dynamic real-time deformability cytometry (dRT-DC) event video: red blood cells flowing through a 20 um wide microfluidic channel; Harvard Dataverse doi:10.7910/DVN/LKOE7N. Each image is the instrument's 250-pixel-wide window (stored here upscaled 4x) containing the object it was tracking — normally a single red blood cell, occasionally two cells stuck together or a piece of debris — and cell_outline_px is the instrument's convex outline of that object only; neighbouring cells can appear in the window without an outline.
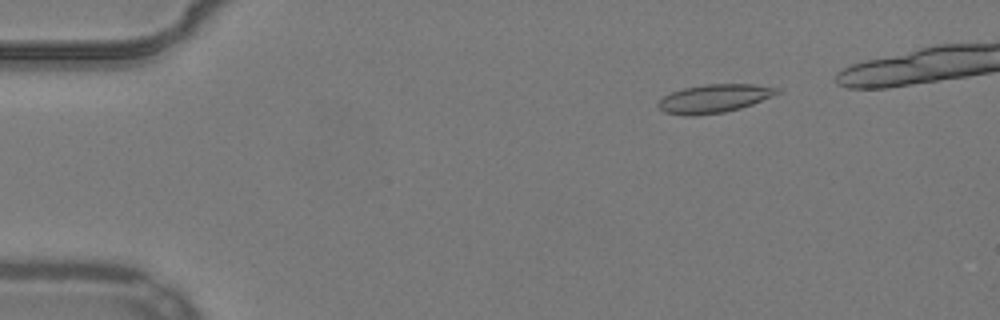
{"species": "common noctule bat (a hibernating species)", "species_latin": "Nyctalus noctula", "temperature_condition": "warm", "stored_images_in_passage": 48, "camera_frame_rate_fps": 3000, "um_per_image_px": 0.085, "animal": {"sex": "male", "body_mass_g": 19.2, "forearm_length_mm": 51.8}, "frame": {"image": 1, "passage_image": 9, "time_ms": 2.667, "image_size_px": [1000, 320], "cell_outline_px": [[780, 92], [752, 104], [740, 108], [724, 112], [696, 116], [684, 116], [664, 112], [656, 104], [664, 96], [672, 92], [684, 88], [704, 84], [756, 84], [780, 88]], "centroid_in_image_um": [60.68, 8.38], "position_along_channel_um": 24.3, "area_um2": 19.65}}
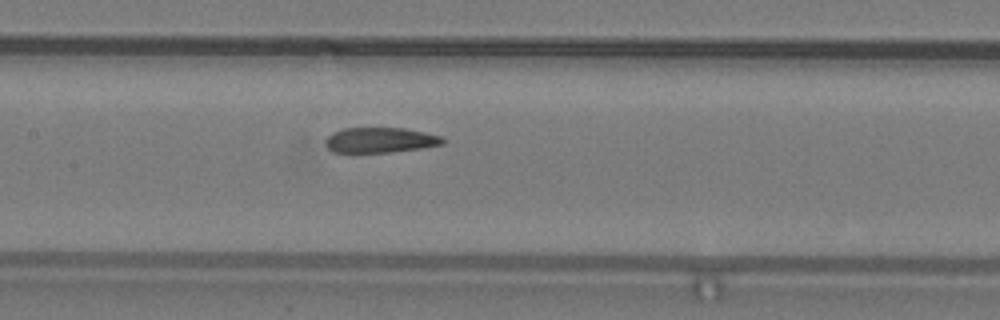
{"frame": {"image": 2, "passage_image": 27, "time_ms": 8.667, "image_size_px": [1000, 320], "cell_outline_px": [[444, 144], [424, 148], [388, 152], [332, 152], [324, 144], [324, 140], [332, 132], [344, 128], [404, 128], [424, 132], [440, 136], [444, 140]], "centroid_in_image_um": [32.29, 11.91], "position_along_channel_um": 175.1, "area_um2": 17.28}}
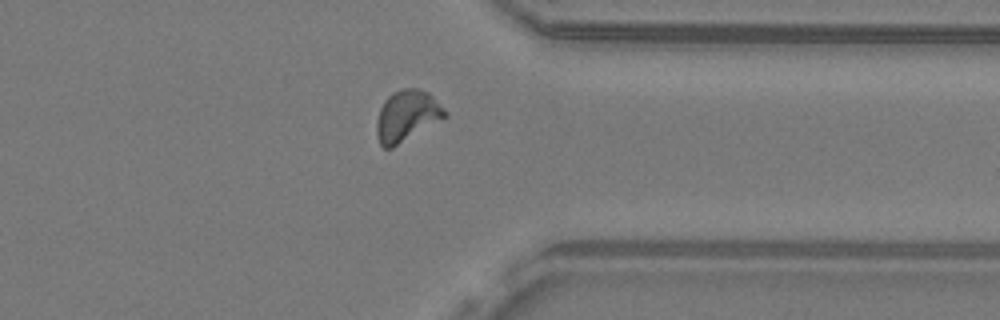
{"frame": {"image": 3, "passage_image": 43, "time_ms": 14.0, "image_size_px": [1000, 320], "cell_outline_px": [[448, 116], [392, 148], [384, 148], [380, 144], [376, 136], [376, 124], [380, 108], [384, 100], [392, 92], [400, 88], [420, 88], [428, 92], [448, 112]], "centroid_in_image_um": [34.58, 9.83], "position_along_channel_um": 376.8, "area_um2": 20.46}}